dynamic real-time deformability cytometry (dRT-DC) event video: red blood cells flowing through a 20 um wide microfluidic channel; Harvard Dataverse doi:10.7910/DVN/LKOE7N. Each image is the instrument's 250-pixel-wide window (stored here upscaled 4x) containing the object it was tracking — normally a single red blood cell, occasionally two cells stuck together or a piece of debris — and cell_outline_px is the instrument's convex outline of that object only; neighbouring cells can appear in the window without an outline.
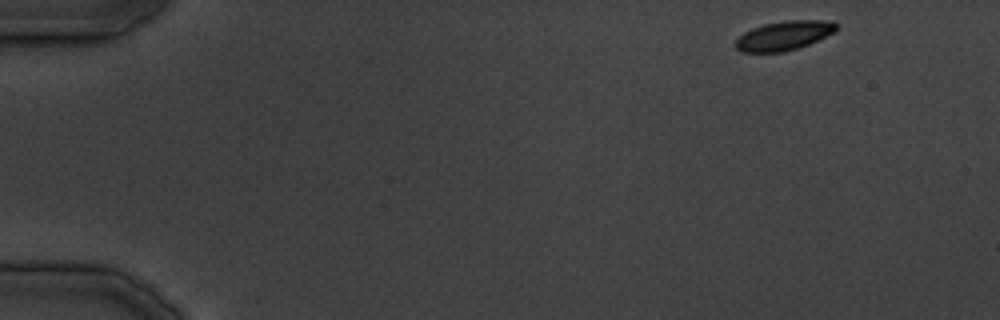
{"species": "common noctule bat (a hibernating species)", "species_latin": "Nyctalus noctula", "temperature_condition": "cold", "stored_images_in_passage": 35, "camera_frame_rate_fps": 3000, "um_per_image_px": 0.085, "animal": {"sex": "male", "body_mass_g": 19.5, "forearm_length_mm": 54.6}, "frame": {"image": 1, "passage_image": 1, "time_ms": 0.0, "image_size_px": [1000, 320], "cell_outline_px": [[836, 32], [808, 44], [796, 48], [780, 52], [740, 52], [736, 48], [736, 40], [744, 32], [752, 28], [764, 24], [788, 20], [820, 20], [836, 24]], "centroid_in_image_um": [66.61, 3.03], "position_along_channel_um": 18.4, "area_um2": 16.88}}
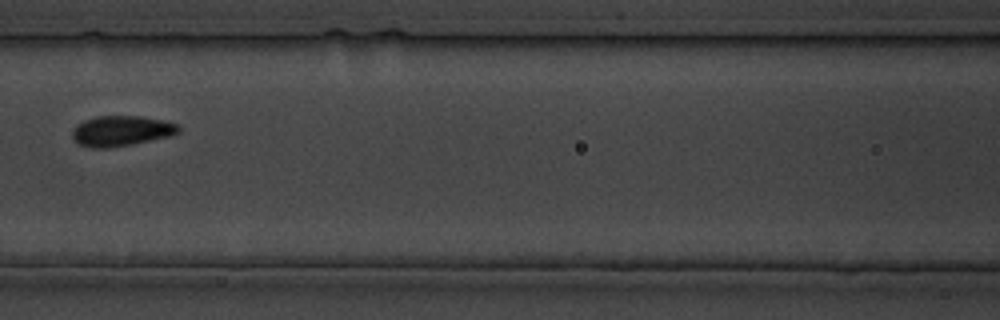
{"frame": {"image": 2, "passage_image": 15, "time_ms": 17.0, "image_size_px": [1000, 320], "cell_outline_px": [[180, 132], [168, 136], [132, 144], [108, 148], [88, 148], [76, 144], [72, 136], [72, 132], [76, 124], [84, 120], [96, 116], [140, 116], [164, 120], [180, 124]], "centroid_in_image_um": [10.28, 11.13], "position_along_channel_um": 156.3, "area_um2": 19.02}}
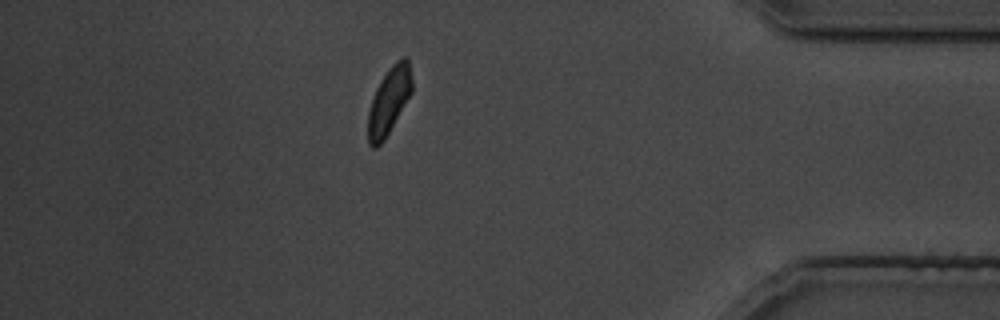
{"frame": {"image": 3, "passage_image": 30, "time_ms": 36.0, "image_size_px": [1000, 320], "cell_outline_px": [[412, 92], [384, 140], [376, 148], [372, 148], [368, 144], [368, 112], [376, 88], [380, 80], [388, 68], [396, 60], [404, 56], [408, 60], [412, 80]], "centroid_in_image_um": [33.06, 8.56], "position_along_channel_um": 402.1, "area_um2": 17.05}}